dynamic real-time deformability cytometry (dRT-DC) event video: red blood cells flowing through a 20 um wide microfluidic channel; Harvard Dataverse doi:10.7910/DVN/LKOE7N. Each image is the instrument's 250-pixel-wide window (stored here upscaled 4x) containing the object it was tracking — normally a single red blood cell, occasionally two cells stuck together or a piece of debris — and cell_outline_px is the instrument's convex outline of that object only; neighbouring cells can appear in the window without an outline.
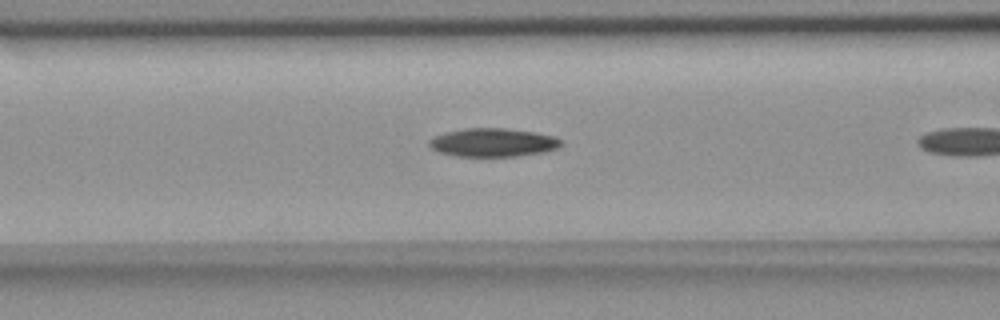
{"species": "common noctule bat (a hibernating species)", "species_latin": "Nyctalus noctula", "temperature_condition": "room temperature", "stored_images_in_passage": 6, "camera_frame_rate_fps": 3000, "um_per_image_px": 0.085, "animal": {"sex": "female", "body_mass_g": 18.4}, "frame": {"image": 1, "passage_image": 5, "time_ms": 1.333, "image_size_px": [1000, 320], "cell_outline_px": [[564, 144], [556, 148], [544, 152], [516, 156], [456, 156], [440, 152], [432, 148], [428, 144], [428, 140], [436, 136], [448, 132], [464, 128], [504, 128], [536, 132], [556, 136], [564, 140]], "centroid_in_image_um": [41.97, 12.1], "position_along_channel_um": 124.6, "area_um2": 21.91}}